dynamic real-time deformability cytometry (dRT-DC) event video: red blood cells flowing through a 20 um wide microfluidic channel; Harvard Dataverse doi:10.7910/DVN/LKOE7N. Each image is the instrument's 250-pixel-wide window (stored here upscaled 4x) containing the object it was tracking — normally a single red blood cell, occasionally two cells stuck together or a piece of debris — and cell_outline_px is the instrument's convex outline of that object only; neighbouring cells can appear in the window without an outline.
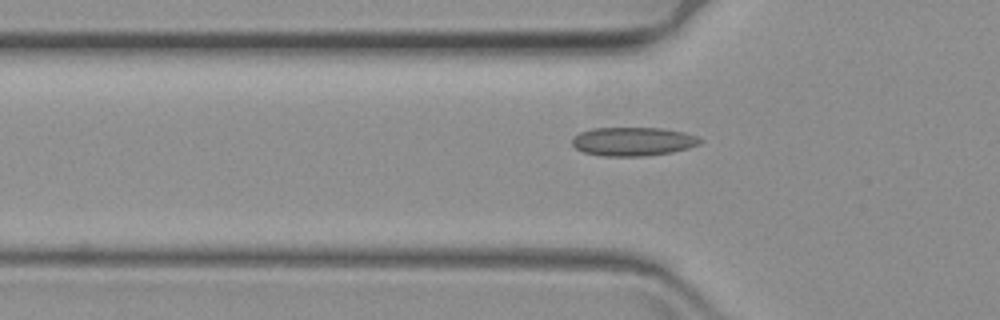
{"species": "common noctule bat (a hibernating species)", "species_latin": "Nyctalus noctula", "temperature_condition": "warm", "stored_images_in_passage": 39, "camera_frame_rate_fps": 3000, "um_per_image_px": 0.085, "animal": {"sex": "female", "body_mass_g": 19.3, "forearm_length_mm": 54.1}, "frame": {"image": 1, "passage_image": 2, "time_ms": 0.333, "image_size_px": [1000, 320], "cell_outline_px": [[700, 144], [688, 148], [672, 152], [644, 156], [600, 156], [584, 152], [576, 148], [572, 144], [572, 136], [580, 132], [592, 128], [664, 128], [684, 132], [696, 136], [700, 140]], "centroid_in_image_um": [53.77, 12.02], "position_along_channel_um": 72.0, "area_um2": 21.44}}
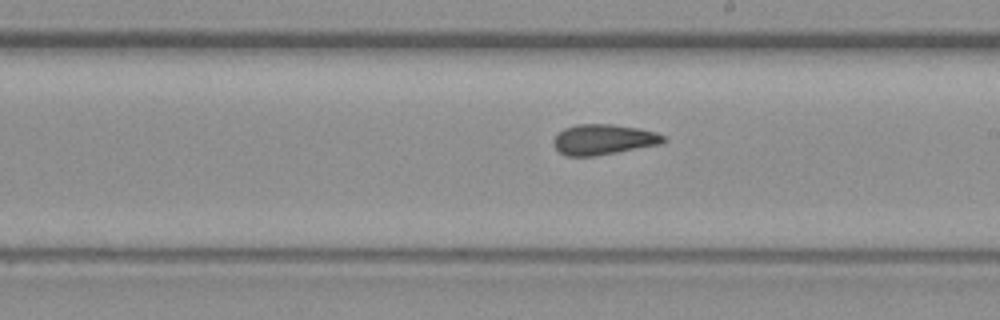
{"frame": {"image": 2, "passage_image": 17, "time_ms": 5.333, "image_size_px": [1000, 320], "cell_outline_px": [[668, 140], [660, 144], [596, 156], [564, 156], [552, 144], [552, 140], [564, 128], [576, 124], [612, 124], [636, 128], [656, 132], [664, 136]], "centroid_in_image_um": [51.27, 11.86], "position_along_channel_um": 237.7, "area_um2": 19.48}}
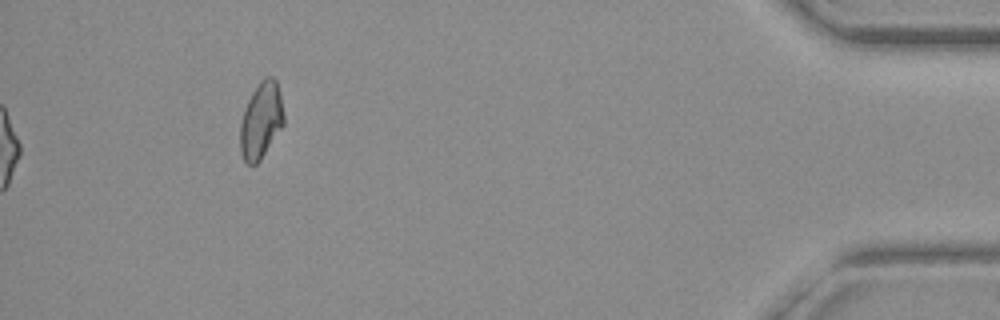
{"frame": {"image": 3, "passage_image": 39, "time_ms": 12.667, "image_size_px": [1000, 320], "cell_outline_px": [[284, 124], [260, 160], [256, 164], [248, 164], [244, 160], [240, 152], [240, 124], [244, 108], [252, 92], [260, 80], [264, 76], [272, 76], [276, 80], [280, 92], [284, 116]], "centroid_in_image_um": [22.19, 10.21], "position_along_channel_um": 413.0, "area_um2": 19.48}}